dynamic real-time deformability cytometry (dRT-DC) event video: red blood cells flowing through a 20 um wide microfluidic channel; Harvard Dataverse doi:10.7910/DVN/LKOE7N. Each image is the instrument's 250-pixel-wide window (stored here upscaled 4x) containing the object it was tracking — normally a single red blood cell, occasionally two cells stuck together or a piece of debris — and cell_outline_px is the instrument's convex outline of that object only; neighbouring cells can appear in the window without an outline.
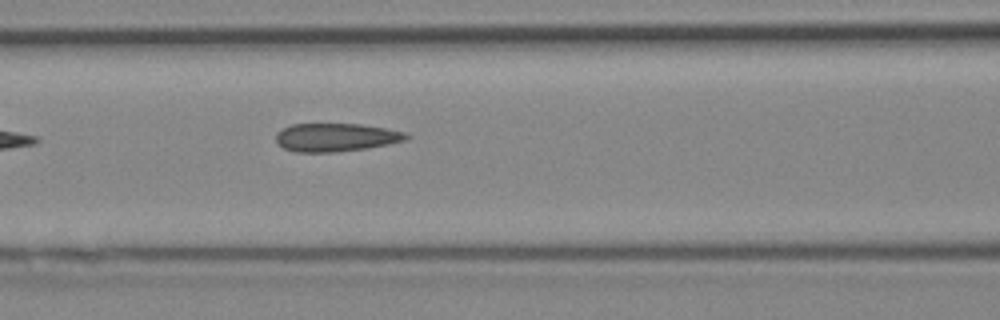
{"species": "Egyptian fruit bat (a non-hibernating species)", "species_latin": "Rousettus aegyptiacus", "temperature_condition": "cold", "stored_images_in_passage": 3, "camera_frame_rate_fps": 3000, "um_per_image_px": 0.085, "animal": {"sex": "female"}, "frame": {"image": 1, "passage_image": 3, "time_ms": 0.667, "image_size_px": [1000, 320], "cell_outline_px": [[408, 136], [404, 140], [388, 144], [368, 148], [336, 152], [296, 152], [284, 148], [276, 140], [276, 132], [292, 124], [360, 124], [384, 128], [404, 132]], "centroid_in_image_um": [28.52, 11.68], "position_along_channel_um": 138.1, "area_um2": 21.21}}